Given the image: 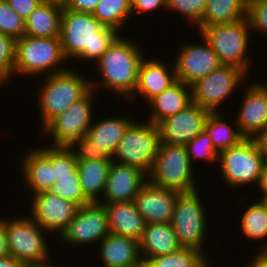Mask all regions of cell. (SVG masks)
Wrapping results in <instances>:
<instances>
[{
	"mask_svg": "<svg viewBox=\"0 0 267 267\" xmlns=\"http://www.w3.org/2000/svg\"><path fill=\"white\" fill-rule=\"evenodd\" d=\"M255 201L247 207L244 206V213L238 221L240 222L242 236L244 235L245 239H249L251 242L252 240L259 242L263 239L262 243L259 242L261 246L256 251L258 253L260 249L267 245V207L261 199Z\"/></svg>",
	"mask_w": 267,
	"mask_h": 267,
	"instance_id": "31",
	"label": "cell"
},
{
	"mask_svg": "<svg viewBox=\"0 0 267 267\" xmlns=\"http://www.w3.org/2000/svg\"><path fill=\"white\" fill-rule=\"evenodd\" d=\"M133 39L124 38L121 33L113 40L106 52L94 64L99 76L102 77L99 81L90 80L92 90L98 93V89H107L110 93L112 91L120 95L119 98L124 97L123 100L126 101L134 94L139 67L145 55Z\"/></svg>",
	"mask_w": 267,
	"mask_h": 267,
	"instance_id": "2",
	"label": "cell"
},
{
	"mask_svg": "<svg viewBox=\"0 0 267 267\" xmlns=\"http://www.w3.org/2000/svg\"><path fill=\"white\" fill-rule=\"evenodd\" d=\"M256 255L252 256V260L251 262L247 261V265L245 264V267H267V262L262 259L257 253H255Z\"/></svg>",
	"mask_w": 267,
	"mask_h": 267,
	"instance_id": "50",
	"label": "cell"
},
{
	"mask_svg": "<svg viewBox=\"0 0 267 267\" xmlns=\"http://www.w3.org/2000/svg\"><path fill=\"white\" fill-rule=\"evenodd\" d=\"M207 0H167L166 10L177 12L185 16L188 24L201 32V19L205 10Z\"/></svg>",
	"mask_w": 267,
	"mask_h": 267,
	"instance_id": "35",
	"label": "cell"
},
{
	"mask_svg": "<svg viewBox=\"0 0 267 267\" xmlns=\"http://www.w3.org/2000/svg\"><path fill=\"white\" fill-rule=\"evenodd\" d=\"M146 181L147 175L138 168L112 161L103 198L99 202L110 204L134 201L138 191Z\"/></svg>",
	"mask_w": 267,
	"mask_h": 267,
	"instance_id": "20",
	"label": "cell"
},
{
	"mask_svg": "<svg viewBox=\"0 0 267 267\" xmlns=\"http://www.w3.org/2000/svg\"><path fill=\"white\" fill-rule=\"evenodd\" d=\"M267 83V82H266ZM254 81L244 89L241 107L238 110L236 122L240 133L245 138H251L255 133L267 127V84Z\"/></svg>",
	"mask_w": 267,
	"mask_h": 267,
	"instance_id": "17",
	"label": "cell"
},
{
	"mask_svg": "<svg viewBox=\"0 0 267 267\" xmlns=\"http://www.w3.org/2000/svg\"><path fill=\"white\" fill-rule=\"evenodd\" d=\"M77 167V160L65 146H53V179L55 182L63 175H71Z\"/></svg>",
	"mask_w": 267,
	"mask_h": 267,
	"instance_id": "40",
	"label": "cell"
},
{
	"mask_svg": "<svg viewBox=\"0 0 267 267\" xmlns=\"http://www.w3.org/2000/svg\"><path fill=\"white\" fill-rule=\"evenodd\" d=\"M75 68L45 75L38 88L39 115L42 130L73 103L84 98L91 90V82ZM88 78V79H87ZM42 83V84H41ZM40 89V90H39Z\"/></svg>",
	"mask_w": 267,
	"mask_h": 267,
	"instance_id": "3",
	"label": "cell"
},
{
	"mask_svg": "<svg viewBox=\"0 0 267 267\" xmlns=\"http://www.w3.org/2000/svg\"><path fill=\"white\" fill-rule=\"evenodd\" d=\"M51 191L61 198L77 204L79 207L89 203L82 193L77 167L71 172V175H63L58 178Z\"/></svg>",
	"mask_w": 267,
	"mask_h": 267,
	"instance_id": "34",
	"label": "cell"
},
{
	"mask_svg": "<svg viewBox=\"0 0 267 267\" xmlns=\"http://www.w3.org/2000/svg\"><path fill=\"white\" fill-rule=\"evenodd\" d=\"M67 148L76 160H104L110 158L101 147L94 144V141L87 134L82 138L73 140Z\"/></svg>",
	"mask_w": 267,
	"mask_h": 267,
	"instance_id": "38",
	"label": "cell"
},
{
	"mask_svg": "<svg viewBox=\"0 0 267 267\" xmlns=\"http://www.w3.org/2000/svg\"><path fill=\"white\" fill-rule=\"evenodd\" d=\"M101 0H69L66 9L79 13H93Z\"/></svg>",
	"mask_w": 267,
	"mask_h": 267,
	"instance_id": "44",
	"label": "cell"
},
{
	"mask_svg": "<svg viewBox=\"0 0 267 267\" xmlns=\"http://www.w3.org/2000/svg\"><path fill=\"white\" fill-rule=\"evenodd\" d=\"M16 217V218H15ZM6 218L8 250L11 256L25 264L51 258L49 233L27 213ZM13 218V219H12ZM47 233V234H46ZM48 241V242H47ZM48 243V244H47Z\"/></svg>",
	"mask_w": 267,
	"mask_h": 267,
	"instance_id": "9",
	"label": "cell"
},
{
	"mask_svg": "<svg viewBox=\"0 0 267 267\" xmlns=\"http://www.w3.org/2000/svg\"><path fill=\"white\" fill-rule=\"evenodd\" d=\"M217 162L221 179L230 191L229 188L236 190L241 186L251 188V185H257L264 160L253 141L245 138L239 144L221 151Z\"/></svg>",
	"mask_w": 267,
	"mask_h": 267,
	"instance_id": "10",
	"label": "cell"
},
{
	"mask_svg": "<svg viewBox=\"0 0 267 267\" xmlns=\"http://www.w3.org/2000/svg\"><path fill=\"white\" fill-rule=\"evenodd\" d=\"M250 139L253 141L263 160L267 162V127L255 133Z\"/></svg>",
	"mask_w": 267,
	"mask_h": 267,
	"instance_id": "45",
	"label": "cell"
},
{
	"mask_svg": "<svg viewBox=\"0 0 267 267\" xmlns=\"http://www.w3.org/2000/svg\"><path fill=\"white\" fill-rule=\"evenodd\" d=\"M248 0H207L201 19V31L206 26L230 24L246 18Z\"/></svg>",
	"mask_w": 267,
	"mask_h": 267,
	"instance_id": "29",
	"label": "cell"
},
{
	"mask_svg": "<svg viewBox=\"0 0 267 267\" xmlns=\"http://www.w3.org/2000/svg\"><path fill=\"white\" fill-rule=\"evenodd\" d=\"M139 245L142 258L166 255L182 248L171 223L146 224Z\"/></svg>",
	"mask_w": 267,
	"mask_h": 267,
	"instance_id": "26",
	"label": "cell"
},
{
	"mask_svg": "<svg viewBox=\"0 0 267 267\" xmlns=\"http://www.w3.org/2000/svg\"><path fill=\"white\" fill-rule=\"evenodd\" d=\"M98 245L102 267H143L140 245L136 239L109 233Z\"/></svg>",
	"mask_w": 267,
	"mask_h": 267,
	"instance_id": "22",
	"label": "cell"
},
{
	"mask_svg": "<svg viewBox=\"0 0 267 267\" xmlns=\"http://www.w3.org/2000/svg\"><path fill=\"white\" fill-rule=\"evenodd\" d=\"M193 167L185 145L161 142L147 180L179 193L192 192L199 189Z\"/></svg>",
	"mask_w": 267,
	"mask_h": 267,
	"instance_id": "5",
	"label": "cell"
},
{
	"mask_svg": "<svg viewBox=\"0 0 267 267\" xmlns=\"http://www.w3.org/2000/svg\"><path fill=\"white\" fill-rule=\"evenodd\" d=\"M211 264H212V263H211V261H210V262L207 263L204 267H213ZM210 265H211V266H210Z\"/></svg>",
	"mask_w": 267,
	"mask_h": 267,
	"instance_id": "55",
	"label": "cell"
},
{
	"mask_svg": "<svg viewBox=\"0 0 267 267\" xmlns=\"http://www.w3.org/2000/svg\"><path fill=\"white\" fill-rule=\"evenodd\" d=\"M146 58L145 56L141 61L137 87L134 94L128 99L130 103L136 101V97H141L147 104L152 98L162 93L177 81L173 64L170 66V63L162 62L160 61L161 59Z\"/></svg>",
	"mask_w": 267,
	"mask_h": 267,
	"instance_id": "21",
	"label": "cell"
},
{
	"mask_svg": "<svg viewBox=\"0 0 267 267\" xmlns=\"http://www.w3.org/2000/svg\"><path fill=\"white\" fill-rule=\"evenodd\" d=\"M112 161V158L104 160H77L80 187L84 197L89 202H99L101 200Z\"/></svg>",
	"mask_w": 267,
	"mask_h": 267,
	"instance_id": "27",
	"label": "cell"
},
{
	"mask_svg": "<svg viewBox=\"0 0 267 267\" xmlns=\"http://www.w3.org/2000/svg\"><path fill=\"white\" fill-rule=\"evenodd\" d=\"M109 234L108 215L104 204L89 202L79 207L75 217L58 240L73 247H85L91 244L95 247ZM98 242V243H97Z\"/></svg>",
	"mask_w": 267,
	"mask_h": 267,
	"instance_id": "13",
	"label": "cell"
},
{
	"mask_svg": "<svg viewBox=\"0 0 267 267\" xmlns=\"http://www.w3.org/2000/svg\"><path fill=\"white\" fill-rule=\"evenodd\" d=\"M62 12L58 6L40 3L25 19V36L60 37Z\"/></svg>",
	"mask_w": 267,
	"mask_h": 267,
	"instance_id": "28",
	"label": "cell"
},
{
	"mask_svg": "<svg viewBox=\"0 0 267 267\" xmlns=\"http://www.w3.org/2000/svg\"><path fill=\"white\" fill-rule=\"evenodd\" d=\"M126 115H114L113 117H101L92 122L88 128L87 135L94 141V144L112 158L115 154L120 140L123 138L125 130L135 120Z\"/></svg>",
	"mask_w": 267,
	"mask_h": 267,
	"instance_id": "25",
	"label": "cell"
},
{
	"mask_svg": "<svg viewBox=\"0 0 267 267\" xmlns=\"http://www.w3.org/2000/svg\"><path fill=\"white\" fill-rule=\"evenodd\" d=\"M199 35L202 38L199 42L204 43H182L173 63L177 80L189 86L222 65L210 43Z\"/></svg>",
	"mask_w": 267,
	"mask_h": 267,
	"instance_id": "15",
	"label": "cell"
},
{
	"mask_svg": "<svg viewBox=\"0 0 267 267\" xmlns=\"http://www.w3.org/2000/svg\"><path fill=\"white\" fill-rule=\"evenodd\" d=\"M30 196H32V201L30 208H28V214L49 233V236L55 233L59 238L75 217L79 206L61 198L52 191L41 192Z\"/></svg>",
	"mask_w": 267,
	"mask_h": 267,
	"instance_id": "14",
	"label": "cell"
},
{
	"mask_svg": "<svg viewBox=\"0 0 267 267\" xmlns=\"http://www.w3.org/2000/svg\"><path fill=\"white\" fill-rule=\"evenodd\" d=\"M92 14L102 25L118 33L125 29L126 23L131 20L130 16L134 17L131 0H101Z\"/></svg>",
	"mask_w": 267,
	"mask_h": 267,
	"instance_id": "32",
	"label": "cell"
},
{
	"mask_svg": "<svg viewBox=\"0 0 267 267\" xmlns=\"http://www.w3.org/2000/svg\"><path fill=\"white\" fill-rule=\"evenodd\" d=\"M0 267H25V263L18 261L11 255H8L0 258Z\"/></svg>",
	"mask_w": 267,
	"mask_h": 267,
	"instance_id": "48",
	"label": "cell"
},
{
	"mask_svg": "<svg viewBox=\"0 0 267 267\" xmlns=\"http://www.w3.org/2000/svg\"><path fill=\"white\" fill-rule=\"evenodd\" d=\"M198 190L178 195L171 225L182 248H191L207 256L204 245L206 238H209L206 234H209L207 227L210 222L207 223L209 220L206 218L208 215L205 214L207 209L200 199L201 191Z\"/></svg>",
	"mask_w": 267,
	"mask_h": 267,
	"instance_id": "7",
	"label": "cell"
},
{
	"mask_svg": "<svg viewBox=\"0 0 267 267\" xmlns=\"http://www.w3.org/2000/svg\"><path fill=\"white\" fill-rule=\"evenodd\" d=\"M209 114L208 110L192 102L185 109L157 124L161 142L186 145L204 131Z\"/></svg>",
	"mask_w": 267,
	"mask_h": 267,
	"instance_id": "16",
	"label": "cell"
},
{
	"mask_svg": "<svg viewBox=\"0 0 267 267\" xmlns=\"http://www.w3.org/2000/svg\"><path fill=\"white\" fill-rule=\"evenodd\" d=\"M132 6V15L136 12L142 14L143 12H159V9L162 10L167 7V0H131Z\"/></svg>",
	"mask_w": 267,
	"mask_h": 267,
	"instance_id": "42",
	"label": "cell"
},
{
	"mask_svg": "<svg viewBox=\"0 0 267 267\" xmlns=\"http://www.w3.org/2000/svg\"><path fill=\"white\" fill-rule=\"evenodd\" d=\"M68 1L69 0H40V2L43 4H50V5L58 6L62 9L66 8Z\"/></svg>",
	"mask_w": 267,
	"mask_h": 267,
	"instance_id": "51",
	"label": "cell"
},
{
	"mask_svg": "<svg viewBox=\"0 0 267 267\" xmlns=\"http://www.w3.org/2000/svg\"><path fill=\"white\" fill-rule=\"evenodd\" d=\"M119 34L102 25L91 13L63 9L60 42L67 61L76 59L96 63Z\"/></svg>",
	"mask_w": 267,
	"mask_h": 267,
	"instance_id": "1",
	"label": "cell"
},
{
	"mask_svg": "<svg viewBox=\"0 0 267 267\" xmlns=\"http://www.w3.org/2000/svg\"><path fill=\"white\" fill-rule=\"evenodd\" d=\"M11 77L2 69L0 68V88L5 86L8 81L10 82Z\"/></svg>",
	"mask_w": 267,
	"mask_h": 267,
	"instance_id": "52",
	"label": "cell"
},
{
	"mask_svg": "<svg viewBox=\"0 0 267 267\" xmlns=\"http://www.w3.org/2000/svg\"><path fill=\"white\" fill-rule=\"evenodd\" d=\"M38 147V148H37ZM25 155V156H24ZM23 159H20V169L23 171L24 185L31 195L51 191L55 179H53V146H36L25 151ZM22 160V161H21Z\"/></svg>",
	"mask_w": 267,
	"mask_h": 267,
	"instance_id": "18",
	"label": "cell"
},
{
	"mask_svg": "<svg viewBox=\"0 0 267 267\" xmlns=\"http://www.w3.org/2000/svg\"><path fill=\"white\" fill-rule=\"evenodd\" d=\"M179 194L147 180L134 198V204L146 224L171 223Z\"/></svg>",
	"mask_w": 267,
	"mask_h": 267,
	"instance_id": "19",
	"label": "cell"
},
{
	"mask_svg": "<svg viewBox=\"0 0 267 267\" xmlns=\"http://www.w3.org/2000/svg\"><path fill=\"white\" fill-rule=\"evenodd\" d=\"M10 255L7 242L6 218L0 216V258Z\"/></svg>",
	"mask_w": 267,
	"mask_h": 267,
	"instance_id": "46",
	"label": "cell"
},
{
	"mask_svg": "<svg viewBox=\"0 0 267 267\" xmlns=\"http://www.w3.org/2000/svg\"><path fill=\"white\" fill-rule=\"evenodd\" d=\"M104 206L108 215L109 233L140 241L146 223L134 201L110 203Z\"/></svg>",
	"mask_w": 267,
	"mask_h": 267,
	"instance_id": "23",
	"label": "cell"
},
{
	"mask_svg": "<svg viewBox=\"0 0 267 267\" xmlns=\"http://www.w3.org/2000/svg\"><path fill=\"white\" fill-rule=\"evenodd\" d=\"M257 199H261V201L265 204V206L267 207V196H261L258 197Z\"/></svg>",
	"mask_w": 267,
	"mask_h": 267,
	"instance_id": "54",
	"label": "cell"
},
{
	"mask_svg": "<svg viewBox=\"0 0 267 267\" xmlns=\"http://www.w3.org/2000/svg\"><path fill=\"white\" fill-rule=\"evenodd\" d=\"M200 34L210 43L222 65L239 68L246 74L250 72L253 58L249 57L248 46L252 40L246 18L230 24L206 26Z\"/></svg>",
	"mask_w": 267,
	"mask_h": 267,
	"instance_id": "6",
	"label": "cell"
},
{
	"mask_svg": "<svg viewBox=\"0 0 267 267\" xmlns=\"http://www.w3.org/2000/svg\"><path fill=\"white\" fill-rule=\"evenodd\" d=\"M25 267H67V265L64 266V264L60 265V264L52 263V258L51 259L49 258L47 260L40 261V262L27 263L25 264Z\"/></svg>",
	"mask_w": 267,
	"mask_h": 267,
	"instance_id": "49",
	"label": "cell"
},
{
	"mask_svg": "<svg viewBox=\"0 0 267 267\" xmlns=\"http://www.w3.org/2000/svg\"><path fill=\"white\" fill-rule=\"evenodd\" d=\"M257 254L267 262V245L263 247Z\"/></svg>",
	"mask_w": 267,
	"mask_h": 267,
	"instance_id": "53",
	"label": "cell"
},
{
	"mask_svg": "<svg viewBox=\"0 0 267 267\" xmlns=\"http://www.w3.org/2000/svg\"><path fill=\"white\" fill-rule=\"evenodd\" d=\"M160 143L157 125L135 119L125 130L112 160L138 168L148 175Z\"/></svg>",
	"mask_w": 267,
	"mask_h": 267,
	"instance_id": "8",
	"label": "cell"
},
{
	"mask_svg": "<svg viewBox=\"0 0 267 267\" xmlns=\"http://www.w3.org/2000/svg\"><path fill=\"white\" fill-rule=\"evenodd\" d=\"M204 253L191 248L151 258H142L143 267H204L211 259Z\"/></svg>",
	"mask_w": 267,
	"mask_h": 267,
	"instance_id": "33",
	"label": "cell"
},
{
	"mask_svg": "<svg viewBox=\"0 0 267 267\" xmlns=\"http://www.w3.org/2000/svg\"><path fill=\"white\" fill-rule=\"evenodd\" d=\"M0 33L14 40L25 35V20L5 0H0Z\"/></svg>",
	"mask_w": 267,
	"mask_h": 267,
	"instance_id": "37",
	"label": "cell"
},
{
	"mask_svg": "<svg viewBox=\"0 0 267 267\" xmlns=\"http://www.w3.org/2000/svg\"><path fill=\"white\" fill-rule=\"evenodd\" d=\"M192 103L191 86L176 81L162 93L152 98L146 121L157 125L163 119L175 115Z\"/></svg>",
	"mask_w": 267,
	"mask_h": 267,
	"instance_id": "24",
	"label": "cell"
},
{
	"mask_svg": "<svg viewBox=\"0 0 267 267\" xmlns=\"http://www.w3.org/2000/svg\"><path fill=\"white\" fill-rule=\"evenodd\" d=\"M15 41L16 40L13 38L0 33V68H2L11 79L14 78Z\"/></svg>",
	"mask_w": 267,
	"mask_h": 267,
	"instance_id": "41",
	"label": "cell"
},
{
	"mask_svg": "<svg viewBox=\"0 0 267 267\" xmlns=\"http://www.w3.org/2000/svg\"><path fill=\"white\" fill-rule=\"evenodd\" d=\"M224 117L223 112L210 113L204 125V131L211 137L213 147L218 153L239 144L245 139L236 122L227 123V118ZM233 125H235L234 128Z\"/></svg>",
	"mask_w": 267,
	"mask_h": 267,
	"instance_id": "30",
	"label": "cell"
},
{
	"mask_svg": "<svg viewBox=\"0 0 267 267\" xmlns=\"http://www.w3.org/2000/svg\"><path fill=\"white\" fill-rule=\"evenodd\" d=\"M246 76L249 77L239 68L221 65L191 85L192 102L210 113L221 112L220 106L246 82Z\"/></svg>",
	"mask_w": 267,
	"mask_h": 267,
	"instance_id": "11",
	"label": "cell"
},
{
	"mask_svg": "<svg viewBox=\"0 0 267 267\" xmlns=\"http://www.w3.org/2000/svg\"><path fill=\"white\" fill-rule=\"evenodd\" d=\"M185 146L192 165H194L193 163H196L194 160L197 159H198L197 162L201 159L204 160V164L205 161L206 162L208 161V164L214 163L215 165V163H217L218 165L217 161L219 153L213 147V144L211 142V137L205 131L198 134Z\"/></svg>",
	"mask_w": 267,
	"mask_h": 267,
	"instance_id": "36",
	"label": "cell"
},
{
	"mask_svg": "<svg viewBox=\"0 0 267 267\" xmlns=\"http://www.w3.org/2000/svg\"><path fill=\"white\" fill-rule=\"evenodd\" d=\"M259 189L257 191L259 192L258 194L261 196H267V162L264 161L261 173L259 176L258 183L256 185Z\"/></svg>",
	"mask_w": 267,
	"mask_h": 267,
	"instance_id": "47",
	"label": "cell"
},
{
	"mask_svg": "<svg viewBox=\"0 0 267 267\" xmlns=\"http://www.w3.org/2000/svg\"><path fill=\"white\" fill-rule=\"evenodd\" d=\"M95 90H91L84 98L73 103L66 111L53 119L40 132L47 139L52 137V145L67 147L73 140L87 134L93 122L92 99H97ZM47 136V137H46ZM54 140V141H53Z\"/></svg>",
	"mask_w": 267,
	"mask_h": 267,
	"instance_id": "12",
	"label": "cell"
},
{
	"mask_svg": "<svg viewBox=\"0 0 267 267\" xmlns=\"http://www.w3.org/2000/svg\"><path fill=\"white\" fill-rule=\"evenodd\" d=\"M5 1L24 20L41 3L40 0H5Z\"/></svg>",
	"mask_w": 267,
	"mask_h": 267,
	"instance_id": "43",
	"label": "cell"
},
{
	"mask_svg": "<svg viewBox=\"0 0 267 267\" xmlns=\"http://www.w3.org/2000/svg\"><path fill=\"white\" fill-rule=\"evenodd\" d=\"M251 33L267 35V0H248L247 14Z\"/></svg>",
	"mask_w": 267,
	"mask_h": 267,
	"instance_id": "39",
	"label": "cell"
},
{
	"mask_svg": "<svg viewBox=\"0 0 267 267\" xmlns=\"http://www.w3.org/2000/svg\"><path fill=\"white\" fill-rule=\"evenodd\" d=\"M67 63L69 62L63 54L60 37L24 35L15 41L14 76L51 75L67 70Z\"/></svg>",
	"mask_w": 267,
	"mask_h": 267,
	"instance_id": "4",
	"label": "cell"
}]
</instances>
